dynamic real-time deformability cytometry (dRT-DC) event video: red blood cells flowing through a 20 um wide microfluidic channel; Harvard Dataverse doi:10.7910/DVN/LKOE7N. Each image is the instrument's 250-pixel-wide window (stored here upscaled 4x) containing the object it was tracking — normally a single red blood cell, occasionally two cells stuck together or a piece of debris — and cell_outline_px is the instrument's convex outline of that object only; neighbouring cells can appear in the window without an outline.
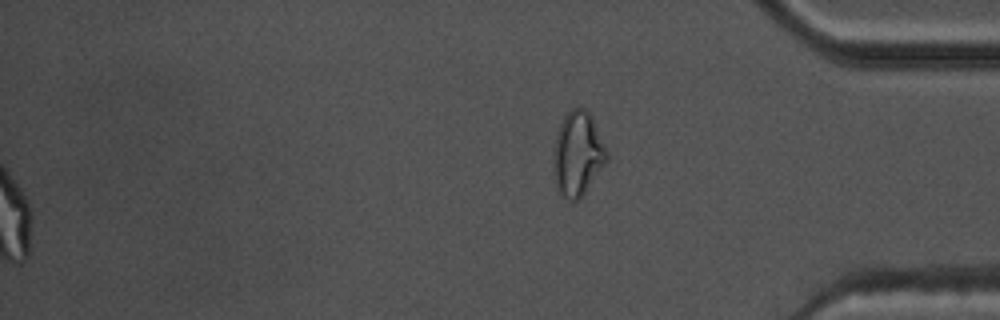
{"species": "common noctule bat (a hibernating species)", "species_latin": "Nyctalus noctula", "temperature_condition": "warm", "stored_images_in_passage": 55, "segment_of_instrument_passage": [2, 2], "camera_frame_rate_fps": 3000, "um_per_image_px": 0.085, "animal": {"sex": "male", "body_mass_g": 17.5, "forearm_length_mm": 52.3}, "frame": {"image": 1, "passage_image": 55, "time_ms": 18.0, "image_size_px": [1000, 320], "cell_outline_px": [[608, 160], [580, 200], [568, 200], [556, 188], [556, 136], [560, 124], [564, 116], [572, 108], [584, 108], [592, 116], [608, 152]], "centroid_in_image_um": [49.17, 13.07], "position_along_channel_um": 386.0, "area_um2": 25.55}}